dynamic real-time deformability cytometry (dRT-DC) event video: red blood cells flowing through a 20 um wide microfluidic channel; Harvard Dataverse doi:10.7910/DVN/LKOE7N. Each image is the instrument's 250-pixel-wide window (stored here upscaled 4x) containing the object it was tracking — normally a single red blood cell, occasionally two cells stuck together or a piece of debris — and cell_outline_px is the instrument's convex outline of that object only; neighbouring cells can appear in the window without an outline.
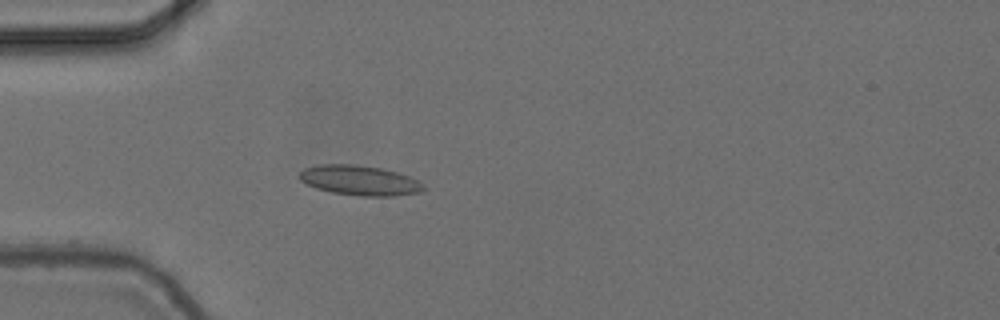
{"species": "common noctule bat (a hibernating species)", "species_latin": "Nyctalus noctula", "temperature_condition": "cold", "stored_images_in_passage": 40, "camera_frame_rate_fps": 3000, "um_per_image_px": 0.085, "animal": {"sex": "female", "body_mass_g": 24.6, "forearm_length_mm": 56.2}, "frame": {"image": 1, "passage_image": 1, "time_ms": 0.0, "image_size_px": [1000, 320], "cell_outline_px": [[424, 188], [420, 192], [392, 196], [360, 196], [332, 192], [316, 188], [300, 180], [300, 172], [304, 168], [320, 164], [352, 164], [380, 168], [396, 172], [408, 176], [424, 184]], "centroid_in_image_um": [30.55, 15.33], "position_along_channel_um": 54.4, "area_um2": 21.39}}
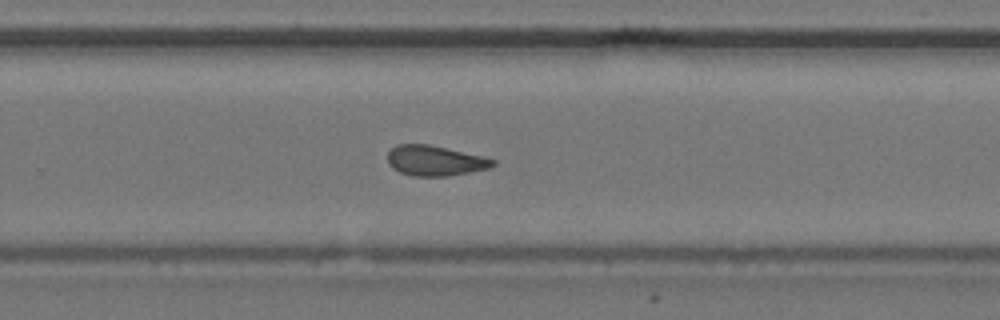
{"frame": {"image": 2, "passage_image": 21, "time_ms": 6.667, "image_size_px": [1000, 320], "cell_outline_px": [[496, 164], [488, 168], [448, 176], [412, 176], [400, 172], [392, 168], [388, 164], [388, 152], [396, 144], [428, 144], [484, 156], [496, 160]], "centroid_in_image_um": [36.96, 13.65], "position_along_channel_um": 292.8, "area_um2": 18.55}}
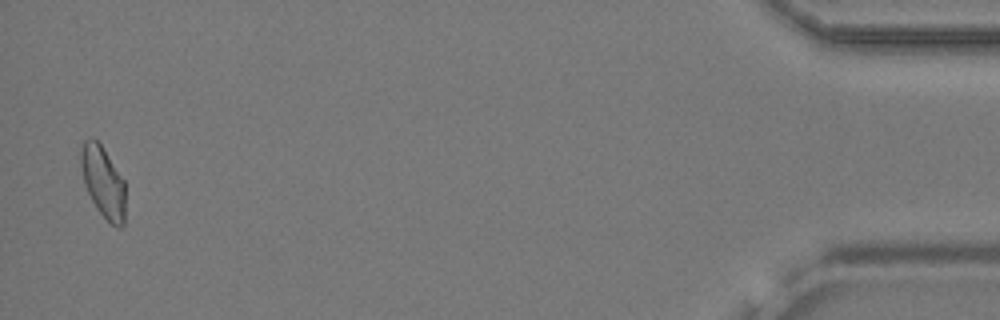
{"frame": {"image": 3, "passage_image": 39, "time_ms": 12.667, "image_size_px": [1000, 320], "cell_outline_px": [[124, 224], [120, 228], [116, 228], [96, 208], [84, 184], [80, 164], [80, 148], [84, 140], [92, 136], [100, 144], [124, 180]], "centroid_in_image_um": [8.74, 15.44], "position_along_channel_um": 426.5, "area_um2": 18.32}, "authors_computed_cell_mechanics": {"area_um2": 18.6694, "velocity_mm_per_s": 3.6953, "shape_relaxation_time_tau1_ms": 0.6672, "shape_relaxation_time_tau2_ms": 2.7284, "deformation_change_tau1": null, "deformation_change_tau2": 0.0625}}